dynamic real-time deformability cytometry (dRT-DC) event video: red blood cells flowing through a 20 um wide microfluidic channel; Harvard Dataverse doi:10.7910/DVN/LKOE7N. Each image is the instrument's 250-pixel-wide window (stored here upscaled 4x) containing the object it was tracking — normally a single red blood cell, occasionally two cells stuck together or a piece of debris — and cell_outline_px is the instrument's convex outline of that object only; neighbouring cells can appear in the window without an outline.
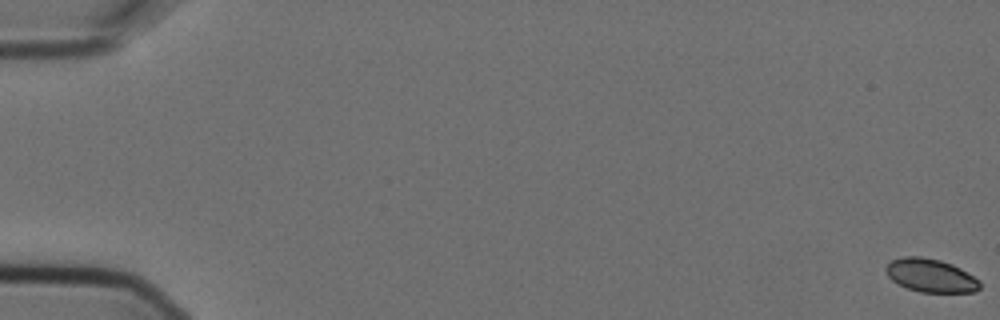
{"species": "Egyptian fruit bat (a non-hibernating species)", "species_latin": "Rousettus aegyptiacus", "temperature_condition": "cold", "stored_images_in_passage": 6, "camera_frame_rate_fps": 3000, "um_per_image_px": 0.085, "animal": {"sex": "female"}, "frame": {"image": 1, "passage_image": 1, "time_ms": 0.0, "image_size_px": [1000, 320], "cell_outline_px": [[980, 288], [976, 292], [920, 292], [908, 288], [892, 280], [888, 276], [884, 268], [892, 260], [904, 256], [920, 256], [940, 260], [952, 264], [960, 268], [980, 280]], "centroid_in_image_um": [79.12, 23.41], "position_along_channel_um": 5.9, "area_um2": 18.21}}
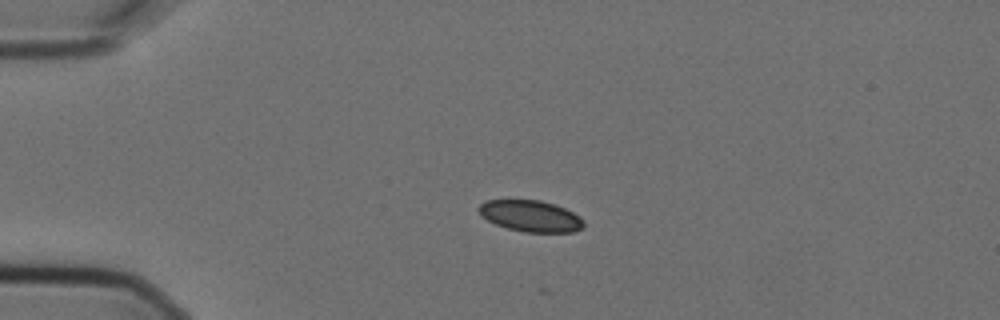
{"frame": {"image": 2, "passage_image": 5, "time_ms": 1.333, "image_size_px": [1000, 320], "cell_outline_px": [[584, 228], [572, 232], [524, 232], [508, 228], [496, 224], [480, 216], [476, 208], [480, 204], [488, 200], [540, 200], [564, 208], [580, 216], [584, 220]], "centroid_in_image_um": [45.09, 18.36], "position_along_channel_um": 39.9, "area_um2": 19.19}}